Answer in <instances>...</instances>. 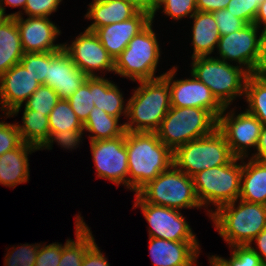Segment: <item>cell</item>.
I'll list each match as a JSON object with an SVG mask.
<instances>
[{"label":"cell","mask_w":266,"mask_h":266,"mask_svg":"<svg viewBox=\"0 0 266 266\" xmlns=\"http://www.w3.org/2000/svg\"><path fill=\"white\" fill-rule=\"evenodd\" d=\"M192 26V58L210 56L220 39L214 15L211 12L197 11L191 17Z\"/></svg>","instance_id":"obj_24"},{"label":"cell","mask_w":266,"mask_h":266,"mask_svg":"<svg viewBox=\"0 0 266 266\" xmlns=\"http://www.w3.org/2000/svg\"><path fill=\"white\" fill-rule=\"evenodd\" d=\"M85 130H66V131H58V132H53L49 140L46 142V144L40 149H48L51 150L52 145L54 142H57L58 145H61V147L65 149H75L77 148L80 143L82 142L81 138L82 135L84 134Z\"/></svg>","instance_id":"obj_39"},{"label":"cell","mask_w":266,"mask_h":266,"mask_svg":"<svg viewBox=\"0 0 266 266\" xmlns=\"http://www.w3.org/2000/svg\"><path fill=\"white\" fill-rule=\"evenodd\" d=\"M82 266H110L107 258L101 253V250L95 243L86 253L83 258Z\"/></svg>","instance_id":"obj_44"},{"label":"cell","mask_w":266,"mask_h":266,"mask_svg":"<svg viewBox=\"0 0 266 266\" xmlns=\"http://www.w3.org/2000/svg\"><path fill=\"white\" fill-rule=\"evenodd\" d=\"M134 207H139L149 224V237L169 241H198L179 210L146 203L135 193Z\"/></svg>","instance_id":"obj_11"},{"label":"cell","mask_w":266,"mask_h":266,"mask_svg":"<svg viewBox=\"0 0 266 266\" xmlns=\"http://www.w3.org/2000/svg\"><path fill=\"white\" fill-rule=\"evenodd\" d=\"M118 121L119 118L108 115L94 106L83 124V129L91 134L89 135L90 141L113 139L126 132L125 124L119 125Z\"/></svg>","instance_id":"obj_28"},{"label":"cell","mask_w":266,"mask_h":266,"mask_svg":"<svg viewBox=\"0 0 266 266\" xmlns=\"http://www.w3.org/2000/svg\"><path fill=\"white\" fill-rule=\"evenodd\" d=\"M226 109L217 118V129L224 135L234 157L247 158L248 149L258 146L263 125L247 111L236 115L234 108L227 113Z\"/></svg>","instance_id":"obj_10"},{"label":"cell","mask_w":266,"mask_h":266,"mask_svg":"<svg viewBox=\"0 0 266 266\" xmlns=\"http://www.w3.org/2000/svg\"><path fill=\"white\" fill-rule=\"evenodd\" d=\"M238 200L217 210H207L218 234L230 246L253 244V239L266 228V205Z\"/></svg>","instance_id":"obj_2"},{"label":"cell","mask_w":266,"mask_h":266,"mask_svg":"<svg viewBox=\"0 0 266 266\" xmlns=\"http://www.w3.org/2000/svg\"><path fill=\"white\" fill-rule=\"evenodd\" d=\"M62 0H26L24 13L28 17H49L56 12Z\"/></svg>","instance_id":"obj_42"},{"label":"cell","mask_w":266,"mask_h":266,"mask_svg":"<svg viewBox=\"0 0 266 266\" xmlns=\"http://www.w3.org/2000/svg\"><path fill=\"white\" fill-rule=\"evenodd\" d=\"M258 30L257 25L250 23L236 32L220 36L216 47L220 54L218 59L225 62H238L239 67L245 69L249 74H257L260 54Z\"/></svg>","instance_id":"obj_12"},{"label":"cell","mask_w":266,"mask_h":266,"mask_svg":"<svg viewBox=\"0 0 266 266\" xmlns=\"http://www.w3.org/2000/svg\"><path fill=\"white\" fill-rule=\"evenodd\" d=\"M259 72H266V29H262L260 34V54L257 74Z\"/></svg>","instance_id":"obj_47"},{"label":"cell","mask_w":266,"mask_h":266,"mask_svg":"<svg viewBox=\"0 0 266 266\" xmlns=\"http://www.w3.org/2000/svg\"><path fill=\"white\" fill-rule=\"evenodd\" d=\"M163 0H151V16L154 15L156 8Z\"/></svg>","instance_id":"obj_52"},{"label":"cell","mask_w":266,"mask_h":266,"mask_svg":"<svg viewBox=\"0 0 266 266\" xmlns=\"http://www.w3.org/2000/svg\"><path fill=\"white\" fill-rule=\"evenodd\" d=\"M254 24L261 28L263 24V29H266V0L262 2L259 6L257 15L254 19Z\"/></svg>","instance_id":"obj_50"},{"label":"cell","mask_w":266,"mask_h":266,"mask_svg":"<svg viewBox=\"0 0 266 266\" xmlns=\"http://www.w3.org/2000/svg\"><path fill=\"white\" fill-rule=\"evenodd\" d=\"M256 241V245L258 246L256 249L249 245L256 254L260 257L261 261L266 265V228L262 230L254 239ZM259 251H258V250Z\"/></svg>","instance_id":"obj_46"},{"label":"cell","mask_w":266,"mask_h":266,"mask_svg":"<svg viewBox=\"0 0 266 266\" xmlns=\"http://www.w3.org/2000/svg\"><path fill=\"white\" fill-rule=\"evenodd\" d=\"M140 86L127 101L125 130L129 132H156L171 108L170 89L163 78L138 81Z\"/></svg>","instance_id":"obj_3"},{"label":"cell","mask_w":266,"mask_h":266,"mask_svg":"<svg viewBox=\"0 0 266 266\" xmlns=\"http://www.w3.org/2000/svg\"><path fill=\"white\" fill-rule=\"evenodd\" d=\"M153 20L130 41L114 61V73L134 81L155 80L161 56L159 42L153 31Z\"/></svg>","instance_id":"obj_6"},{"label":"cell","mask_w":266,"mask_h":266,"mask_svg":"<svg viewBox=\"0 0 266 266\" xmlns=\"http://www.w3.org/2000/svg\"><path fill=\"white\" fill-rule=\"evenodd\" d=\"M230 0H196L197 11L211 12L226 9Z\"/></svg>","instance_id":"obj_45"},{"label":"cell","mask_w":266,"mask_h":266,"mask_svg":"<svg viewBox=\"0 0 266 266\" xmlns=\"http://www.w3.org/2000/svg\"><path fill=\"white\" fill-rule=\"evenodd\" d=\"M40 85L20 62L12 66L0 77L1 111L7 118L17 115Z\"/></svg>","instance_id":"obj_17"},{"label":"cell","mask_w":266,"mask_h":266,"mask_svg":"<svg viewBox=\"0 0 266 266\" xmlns=\"http://www.w3.org/2000/svg\"><path fill=\"white\" fill-rule=\"evenodd\" d=\"M90 147L97 178L108 179L117 186L122 183L128 188L125 133L113 139L90 141Z\"/></svg>","instance_id":"obj_13"},{"label":"cell","mask_w":266,"mask_h":266,"mask_svg":"<svg viewBox=\"0 0 266 266\" xmlns=\"http://www.w3.org/2000/svg\"><path fill=\"white\" fill-rule=\"evenodd\" d=\"M152 21V16L138 12L134 17L98 28L94 33L102 46L115 59L124 51L129 41Z\"/></svg>","instance_id":"obj_19"},{"label":"cell","mask_w":266,"mask_h":266,"mask_svg":"<svg viewBox=\"0 0 266 266\" xmlns=\"http://www.w3.org/2000/svg\"><path fill=\"white\" fill-rule=\"evenodd\" d=\"M149 252L154 266H197L200 244L149 237Z\"/></svg>","instance_id":"obj_20"},{"label":"cell","mask_w":266,"mask_h":266,"mask_svg":"<svg viewBox=\"0 0 266 266\" xmlns=\"http://www.w3.org/2000/svg\"><path fill=\"white\" fill-rule=\"evenodd\" d=\"M21 143L16 123L0 121V155L17 148Z\"/></svg>","instance_id":"obj_40"},{"label":"cell","mask_w":266,"mask_h":266,"mask_svg":"<svg viewBox=\"0 0 266 266\" xmlns=\"http://www.w3.org/2000/svg\"><path fill=\"white\" fill-rule=\"evenodd\" d=\"M217 128V119L206 109L171 107L156 134L172 152L178 147L211 134Z\"/></svg>","instance_id":"obj_5"},{"label":"cell","mask_w":266,"mask_h":266,"mask_svg":"<svg viewBox=\"0 0 266 266\" xmlns=\"http://www.w3.org/2000/svg\"><path fill=\"white\" fill-rule=\"evenodd\" d=\"M137 194L146 202L168 208H201L196 196L193 178L172 165L149 181Z\"/></svg>","instance_id":"obj_7"},{"label":"cell","mask_w":266,"mask_h":266,"mask_svg":"<svg viewBox=\"0 0 266 266\" xmlns=\"http://www.w3.org/2000/svg\"><path fill=\"white\" fill-rule=\"evenodd\" d=\"M88 5L85 18L94 22L86 30L92 32L103 26L130 19L139 12L124 0H93Z\"/></svg>","instance_id":"obj_22"},{"label":"cell","mask_w":266,"mask_h":266,"mask_svg":"<svg viewBox=\"0 0 266 266\" xmlns=\"http://www.w3.org/2000/svg\"><path fill=\"white\" fill-rule=\"evenodd\" d=\"M128 154V189L138 192L173 165V152L156 132H125Z\"/></svg>","instance_id":"obj_1"},{"label":"cell","mask_w":266,"mask_h":266,"mask_svg":"<svg viewBox=\"0 0 266 266\" xmlns=\"http://www.w3.org/2000/svg\"><path fill=\"white\" fill-rule=\"evenodd\" d=\"M50 135L53 132L66 130H82L83 124L76 116L66 99H59L48 116Z\"/></svg>","instance_id":"obj_31"},{"label":"cell","mask_w":266,"mask_h":266,"mask_svg":"<svg viewBox=\"0 0 266 266\" xmlns=\"http://www.w3.org/2000/svg\"><path fill=\"white\" fill-rule=\"evenodd\" d=\"M24 54L16 19L5 17L0 22V77L19 63Z\"/></svg>","instance_id":"obj_25"},{"label":"cell","mask_w":266,"mask_h":266,"mask_svg":"<svg viewBox=\"0 0 266 266\" xmlns=\"http://www.w3.org/2000/svg\"><path fill=\"white\" fill-rule=\"evenodd\" d=\"M162 7L164 15L170 16L174 20H180L187 16L191 18L197 12L196 0H163L156 8L152 20H154L156 12Z\"/></svg>","instance_id":"obj_36"},{"label":"cell","mask_w":266,"mask_h":266,"mask_svg":"<svg viewBox=\"0 0 266 266\" xmlns=\"http://www.w3.org/2000/svg\"><path fill=\"white\" fill-rule=\"evenodd\" d=\"M93 77L86 81L67 99L82 124H84L93 109Z\"/></svg>","instance_id":"obj_32"},{"label":"cell","mask_w":266,"mask_h":266,"mask_svg":"<svg viewBox=\"0 0 266 266\" xmlns=\"http://www.w3.org/2000/svg\"><path fill=\"white\" fill-rule=\"evenodd\" d=\"M10 7H21L24 10L26 5V0H0V8L5 17H8V14H5V6Z\"/></svg>","instance_id":"obj_51"},{"label":"cell","mask_w":266,"mask_h":266,"mask_svg":"<svg viewBox=\"0 0 266 266\" xmlns=\"http://www.w3.org/2000/svg\"><path fill=\"white\" fill-rule=\"evenodd\" d=\"M18 247L12 246L13 249L11 251L8 250V253L5 254V266H34L39 244H23Z\"/></svg>","instance_id":"obj_37"},{"label":"cell","mask_w":266,"mask_h":266,"mask_svg":"<svg viewBox=\"0 0 266 266\" xmlns=\"http://www.w3.org/2000/svg\"><path fill=\"white\" fill-rule=\"evenodd\" d=\"M38 148L22 142L17 148L0 155V184L15 188L30 177L28 154Z\"/></svg>","instance_id":"obj_21"},{"label":"cell","mask_w":266,"mask_h":266,"mask_svg":"<svg viewBox=\"0 0 266 266\" xmlns=\"http://www.w3.org/2000/svg\"><path fill=\"white\" fill-rule=\"evenodd\" d=\"M73 63L88 77H95V71L114 72V60L102 46L98 36L88 30L80 33L71 45L63 44Z\"/></svg>","instance_id":"obj_15"},{"label":"cell","mask_w":266,"mask_h":266,"mask_svg":"<svg viewBox=\"0 0 266 266\" xmlns=\"http://www.w3.org/2000/svg\"><path fill=\"white\" fill-rule=\"evenodd\" d=\"M192 60L191 74L210 89L223 107H229L237 96L245 95V85L250 74L239 65L233 66L230 62L212 56L195 57Z\"/></svg>","instance_id":"obj_4"},{"label":"cell","mask_w":266,"mask_h":266,"mask_svg":"<svg viewBox=\"0 0 266 266\" xmlns=\"http://www.w3.org/2000/svg\"><path fill=\"white\" fill-rule=\"evenodd\" d=\"M22 122L20 125L16 123L22 142L40 150L50 137L48 116L24 109Z\"/></svg>","instance_id":"obj_29"},{"label":"cell","mask_w":266,"mask_h":266,"mask_svg":"<svg viewBox=\"0 0 266 266\" xmlns=\"http://www.w3.org/2000/svg\"><path fill=\"white\" fill-rule=\"evenodd\" d=\"M234 156L224 135L216 128L211 134L187 142L173 152V165L188 176L228 164Z\"/></svg>","instance_id":"obj_9"},{"label":"cell","mask_w":266,"mask_h":266,"mask_svg":"<svg viewBox=\"0 0 266 266\" xmlns=\"http://www.w3.org/2000/svg\"><path fill=\"white\" fill-rule=\"evenodd\" d=\"M53 60V52L25 53L20 63L42 85L48 76V64Z\"/></svg>","instance_id":"obj_35"},{"label":"cell","mask_w":266,"mask_h":266,"mask_svg":"<svg viewBox=\"0 0 266 266\" xmlns=\"http://www.w3.org/2000/svg\"><path fill=\"white\" fill-rule=\"evenodd\" d=\"M62 256V244L52 243L42 245L39 243L37 258L34 266H58Z\"/></svg>","instance_id":"obj_43"},{"label":"cell","mask_w":266,"mask_h":266,"mask_svg":"<svg viewBox=\"0 0 266 266\" xmlns=\"http://www.w3.org/2000/svg\"><path fill=\"white\" fill-rule=\"evenodd\" d=\"M124 1L131 4L139 12H145L151 15V0H124Z\"/></svg>","instance_id":"obj_49"},{"label":"cell","mask_w":266,"mask_h":266,"mask_svg":"<svg viewBox=\"0 0 266 266\" xmlns=\"http://www.w3.org/2000/svg\"><path fill=\"white\" fill-rule=\"evenodd\" d=\"M21 12L8 14V17L16 19L25 53L54 52L63 48V43L55 44L61 30L50 21L49 17H27L24 19Z\"/></svg>","instance_id":"obj_16"},{"label":"cell","mask_w":266,"mask_h":266,"mask_svg":"<svg viewBox=\"0 0 266 266\" xmlns=\"http://www.w3.org/2000/svg\"><path fill=\"white\" fill-rule=\"evenodd\" d=\"M4 18H5V16L3 15L2 10H1V8H0V22H1Z\"/></svg>","instance_id":"obj_54"},{"label":"cell","mask_w":266,"mask_h":266,"mask_svg":"<svg viewBox=\"0 0 266 266\" xmlns=\"http://www.w3.org/2000/svg\"><path fill=\"white\" fill-rule=\"evenodd\" d=\"M241 160V164L237 161ZM242 158L234 157L228 164L205 169L193 178L196 196L201 206L212 203L218 208L239 199Z\"/></svg>","instance_id":"obj_8"},{"label":"cell","mask_w":266,"mask_h":266,"mask_svg":"<svg viewBox=\"0 0 266 266\" xmlns=\"http://www.w3.org/2000/svg\"><path fill=\"white\" fill-rule=\"evenodd\" d=\"M213 15L217 23L220 36L236 32L246 25L240 18L235 17L227 9L214 11Z\"/></svg>","instance_id":"obj_41"},{"label":"cell","mask_w":266,"mask_h":266,"mask_svg":"<svg viewBox=\"0 0 266 266\" xmlns=\"http://www.w3.org/2000/svg\"><path fill=\"white\" fill-rule=\"evenodd\" d=\"M59 99L58 94L53 88L42 84L27 99L24 109L34 110L37 113L49 116Z\"/></svg>","instance_id":"obj_33"},{"label":"cell","mask_w":266,"mask_h":266,"mask_svg":"<svg viewBox=\"0 0 266 266\" xmlns=\"http://www.w3.org/2000/svg\"><path fill=\"white\" fill-rule=\"evenodd\" d=\"M113 81L101 76L93 77V102L97 108L108 115L120 118L122 114L127 117V103L124 106L123 94Z\"/></svg>","instance_id":"obj_27"},{"label":"cell","mask_w":266,"mask_h":266,"mask_svg":"<svg viewBox=\"0 0 266 266\" xmlns=\"http://www.w3.org/2000/svg\"><path fill=\"white\" fill-rule=\"evenodd\" d=\"M177 72L174 66L162 76L170 89L171 107H196L208 110L216 119L224 107L212 95L210 89L193 74L192 78L173 80Z\"/></svg>","instance_id":"obj_14"},{"label":"cell","mask_w":266,"mask_h":266,"mask_svg":"<svg viewBox=\"0 0 266 266\" xmlns=\"http://www.w3.org/2000/svg\"><path fill=\"white\" fill-rule=\"evenodd\" d=\"M246 111L266 126V79L259 74H250L245 85Z\"/></svg>","instance_id":"obj_30"},{"label":"cell","mask_w":266,"mask_h":266,"mask_svg":"<svg viewBox=\"0 0 266 266\" xmlns=\"http://www.w3.org/2000/svg\"><path fill=\"white\" fill-rule=\"evenodd\" d=\"M257 152L252 154L251 158L266 161V126H263L258 146L256 148Z\"/></svg>","instance_id":"obj_48"},{"label":"cell","mask_w":266,"mask_h":266,"mask_svg":"<svg viewBox=\"0 0 266 266\" xmlns=\"http://www.w3.org/2000/svg\"><path fill=\"white\" fill-rule=\"evenodd\" d=\"M75 218V241L67 239L62 245V256L58 266H82L85 253L96 243L81 215L78 214Z\"/></svg>","instance_id":"obj_26"},{"label":"cell","mask_w":266,"mask_h":266,"mask_svg":"<svg viewBox=\"0 0 266 266\" xmlns=\"http://www.w3.org/2000/svg\"><path fill=\"white\" fill-rule=\"evenodd\" d=\"M87 78L62 48L53 52V60L48 64V76L44 85L53 88L60 99L67 100Z\"/></svg>","instance_id":"obj_18"},{"label":"cell","mask_w":266,"mask_h":266,"mask_svg":"<svg viewBox=\"0 0 266 266\" xmlns=\"http://www.w3.org/2000/svg\"><path fill=\"white\" fill-rule=\"evenodd\" d=\"M209 263L211 266H215V261L211 257H209Z\"/></svg>","instance_id":"obj_53"},{"label":"cell","mask_w":266,"mask_h":266,"mask_svg":"<svg viewBox=\"0 0 266 266\" xmlns=\"http://www.w3.org/2000/svg\"><path fill=\"white\" fill-rule=\"evenodd\" d=\"M259 75H262L266 79V72H259Z\"/></svg>","instance_id":"obj_55"},{"label":"cell","mask_w":266,"mask_h":266,"mask_svg":"<svg viewBox=\"0 0 266 266\" xmlns=\"http://www.w3.org/2000/svg\"><path fill=\"white\" fill-rule=\"evenodd\" d=\"M232 251L231 258L212 255L211 258L219 266H263L265 265L256 252L249 246H229Z\"/></svg>","instance_id":"obj_34"},{"label":"cell","mask_w":266,"mask_h":266,"mask_svg":"<svg viewBox=\"0 0 266 266\" xmlns=\"http://www.w3.org/2000/svg\"><path fill=\"white\" fill-rule=\"evenodd\" d=\"M264 0H230L226 9L245 24L254 23L259 6Z\"/></svg>","instance_id":"obj_38"},{"label":"cell","mask_w":266,"mask_h":266,"mask_svg":"<svg viewBox=\"0 0 266 266\" xmlns=\"http://www.w3.org/2000/svg\"><path fill=\"white\" fill-rule=\"evenodd\" d=\"M239 199L266 205V161L249 158L243 162Z\"/></svg>","instance_id":"obj_23"}]
</instances>
